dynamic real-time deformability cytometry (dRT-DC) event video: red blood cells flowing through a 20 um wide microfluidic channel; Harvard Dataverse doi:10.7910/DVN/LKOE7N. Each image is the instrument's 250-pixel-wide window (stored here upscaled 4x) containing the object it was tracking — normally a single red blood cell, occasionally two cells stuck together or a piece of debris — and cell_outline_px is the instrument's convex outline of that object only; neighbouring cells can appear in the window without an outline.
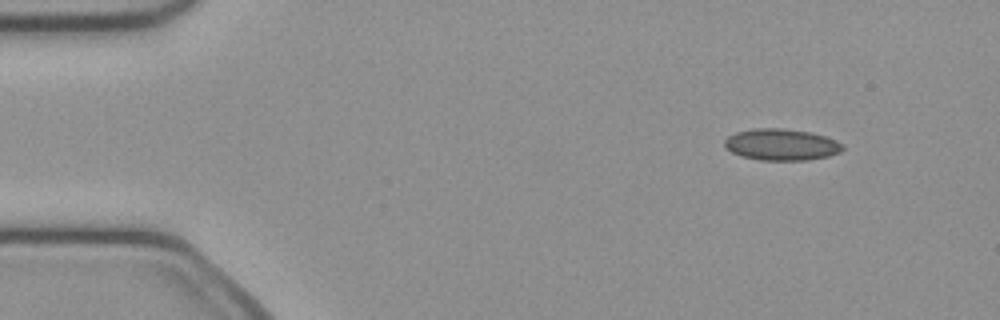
{"species": "common noctule bat (a hibernating species)", "species_latin": "Nyctalus noctula", "temperature_condition": "cold", "stored_images_in_passage": 46, "camera_frame_rate_fps": 3000, "um_per_image_px": 0.085, "animal": {"sex": "female", "body_mass_g": 21.9}, "frame": {"image": 1, "passage_image": 1, "time_ms": 0.0, "image_size_px": [1000, 320], "cell_outline_px": [[844, 148], [840, 152], [828, 156], [808, 160], [760, 160], [744, 156], [732, 152], [724, 144], [724, 140], [728, 136], [736, 132], [752, 128], [784, 128], [812, 132], [836, 140], [844, 144]], "centroid_in_image_um": [66.45, 12.28], "position_along_channel_um": 18.6, "area_um2": 21.73}}
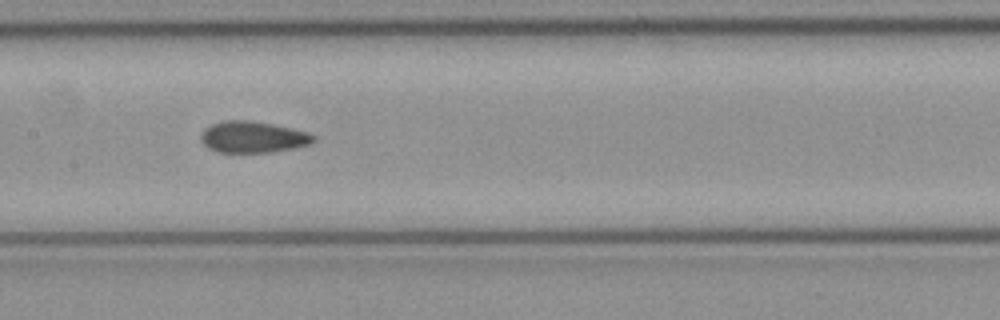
{"frame": {"image": 2, "passage_image": 20, "time_ms": 6.333, "image_size_px": [1000, 320], "cell_outline_px": [[316, 140], [312, 144], [272, 152], [216, 152], [208, 148], [200, 140], [200, 136], [204, 128], [212, 124], [224, 120], [248, 120], [272, 124], [292, 128], [308, 132], [316, 136]], "centroid_in_image_um": [21.5, 11.65], "position_along_channel_um": 185.9, "area_um2": 20.75}}
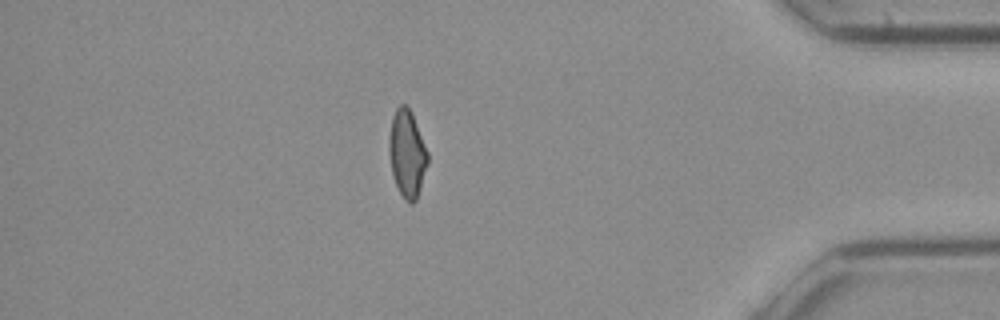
{"frame": {"image": 3, "passage_image": 39, "time_ms": 12.667, "image_size_px": [1000, 320], "cell_outline_px": [[428, 164], [416, 200], [412, 204], [408, 204], [404, 200], [396, 184], [392, 172], [388, 148], [388, 140], [392, 116], [396, 108], [400, 104], [404, 104], [412, 112], [428, 152]], "centroid_in_image_um": [34.6, 13.05], "position_along_channel_um": 400.6, "area_um2": 19.71}, "authors_computed_cell_mechanics": {"area_um2": 20.5479, "velocity_mm_per_s": 4.0528, "shape_relaxation_time_tau1_ms": null, "shape_relaxation_time_tau2_ms": 1.9184, "deformation_change_tau1": null, "deformation_change_tau2": 0.0822}}